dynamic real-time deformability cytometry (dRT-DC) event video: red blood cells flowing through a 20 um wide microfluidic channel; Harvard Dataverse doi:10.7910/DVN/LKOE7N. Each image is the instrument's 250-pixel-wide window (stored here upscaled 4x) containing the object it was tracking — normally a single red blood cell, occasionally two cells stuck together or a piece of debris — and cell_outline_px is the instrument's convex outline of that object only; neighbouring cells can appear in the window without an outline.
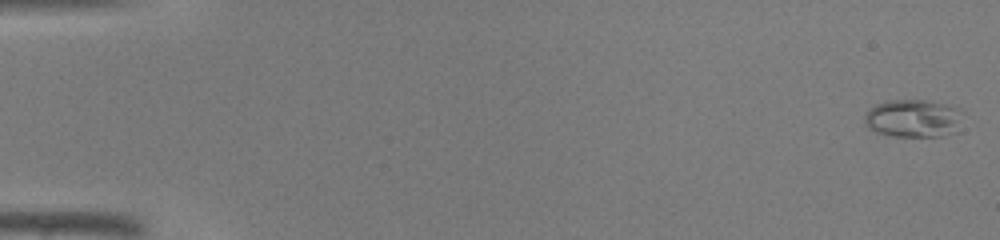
{"species": "common noctule bat (a hibernating species)", "species_latin": "Nyctalus noctula", "temperature_condition": "warm", "stored_images_in_passage": 45, "camera_frame_rate_fps": 3000, "um_per_image_px": 0.085, "animal": {"sex": "male", "body_mass_g": 19.0, "forearm_length_mm": 50.8}, "frame": {"image": 1, "passage_image": 1, "time_ms": 0.0, "image_size_px": [1000, 240], "cell_outline_px": [[960, 112], [956, 132], [940, 136], [892, 136], [876, 132], [868, 128], [864, 124], [864, 116], [868, 108], [876, 104], [888, 100], [928, 100], [948, 104], [960, 108]], "centroid_in_image_um": [77.57, 10.05], "position_along_channel_um": 7.4, "area_um2": 21.79}}
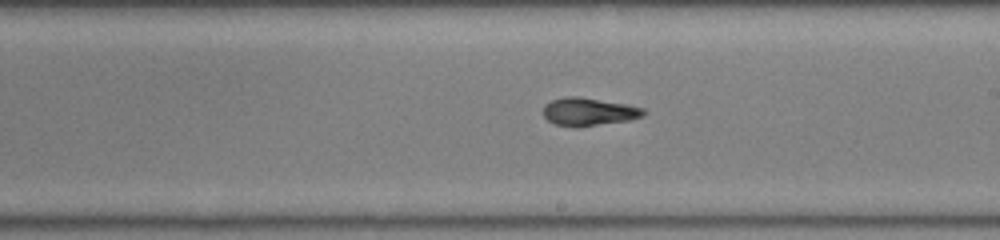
{"frame": {"image": 2, "passage_image": 27, "time_ms": 8.667, "image_size_px": [1000, 240], "cell_outline_px": [[648, 112], [644, 116], [628, 120], [580, 128], [576, 128], [556, 124], [548, 120], [544, 116], [544, 104], [552, 100], [564, 96], [576, 96], [624, 104], [644, 108]], "centroid_in_image_um": [50.04, 9.51], "position_along_channel_um": 239.0, "area_um2": 16.42}}
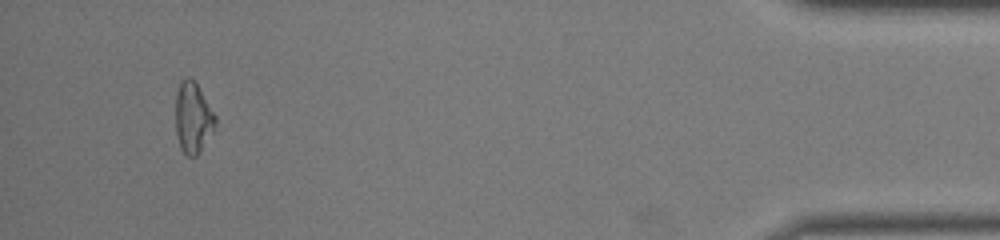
{"frame": {"image": 3, "passage_image": 43, "time_ms": 14.0, "image_size_px": [1000, 240], "cell_outline_px": [[216, 128], [196, 156], [188, 156], [180, 148], [176, 132], [176, 92], [180, 84], [188, 76], [196, 84], [216, 116]], "centroid_in_image_um": [16.41, 10.04], "position_along_channel_um": 418.8, "area_um2": 16.13}}